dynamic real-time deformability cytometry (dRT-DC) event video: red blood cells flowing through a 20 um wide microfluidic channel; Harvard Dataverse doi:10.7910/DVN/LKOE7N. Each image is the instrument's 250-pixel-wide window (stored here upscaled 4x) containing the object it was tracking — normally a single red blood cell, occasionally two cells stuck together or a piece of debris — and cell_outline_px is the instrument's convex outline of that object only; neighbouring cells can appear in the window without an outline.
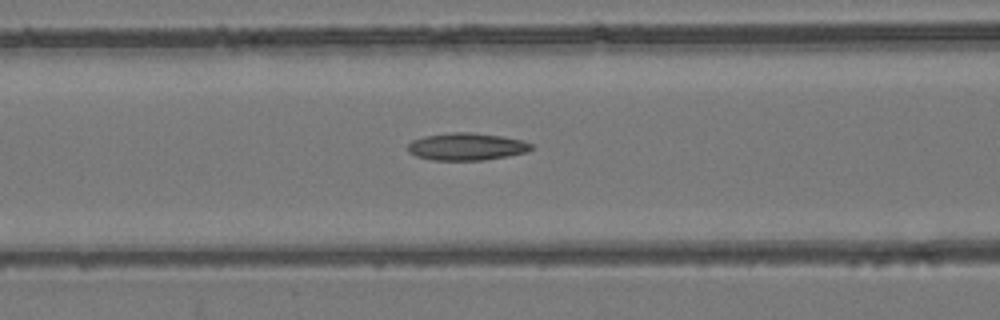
{"species": "common noctule bat (a hibernating species)", "species_latin": "Nyctalus noctula", "temperature_condition": "room temperature", "stored_images_in_passage": 47, "camera_frame_rate_fps": 3000, "um_per_image_px": 0.085, "animal": {"sex": "female", "body_mass_g": 24.6, "forearm_length_mm": 56.2}, "frame": {"image": 1, "passage_image": 23, "time_ms": 7.333, "image_size_px": [1000, 320], "cell_outline_px": [[532, 148], [528, 152], [508, 156], [484, 160], [436, 160], [416, 156], [408, 152], [408, 144], [412, 140], [424, 136], [452, 132], [472, 132], [500, 136], [524, 140], [532, 144]], "centroid_in_image_um": [39.67, 12.46], "position_along_channel_um": 126.9, "area_um2": 19.71}}
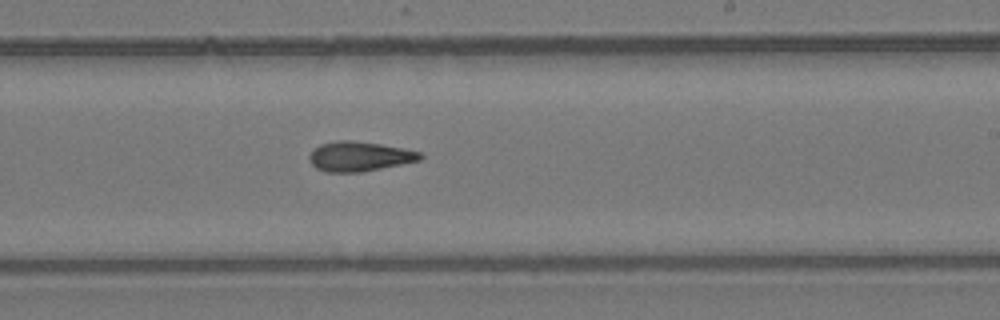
{"frame": {"image": 2, "passage_image": 33, "time_ms": 10.667, "image_size_px": [1000, 320], "cell_outline_px": [[424, 156], [420, 160], [360, 172], [328, 172], [316, 168], [308, 160], [308, 156], [312, 148], [320, 144], [336, 140], [352, 140], [380, 144], [404, 148], [420, 152]], "centroid_in_image_um": [30.5, 13.28], "position_along_channel_um": 258.5, "area_um2": 19.25}}
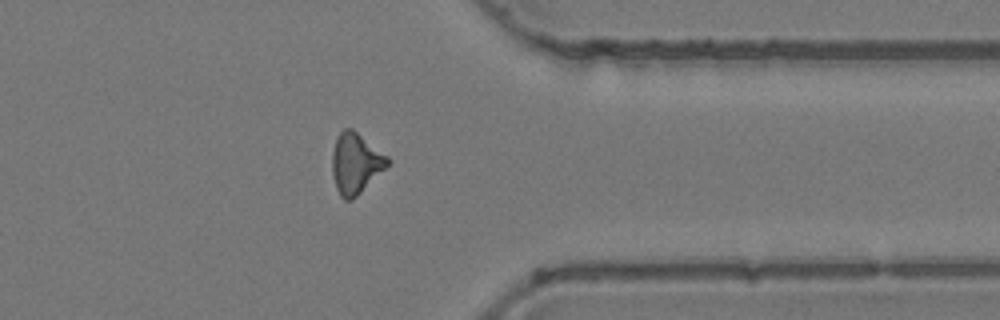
{"frame": {"image": 3, "passage_image": 43, "time_ms": 14.0, "image_size_px": [1000, 320], "cell_outline_px": [[392, 160], [352, 200], [344, 200], [340, 196], [336, 188], [332, 172], [332, 152], [336, 136], [344, 128], [352, 128], [388, 156]], "centroid_in_image_um": [30.2, 13.85], "position_along_channel_um": 381.2, "area_um2": 19.36}, "authors_computed_cell_mechanics": {"area_um2": 19.4208, "velocity_mm_per_s": 3.952, "shape_relaxation_time_tau1_ms": null, "shape_relaxation_time_tau2_ms": 4.4214, "deformation_change_tau1": null, "deformation_change_tau2": 0.1488}}